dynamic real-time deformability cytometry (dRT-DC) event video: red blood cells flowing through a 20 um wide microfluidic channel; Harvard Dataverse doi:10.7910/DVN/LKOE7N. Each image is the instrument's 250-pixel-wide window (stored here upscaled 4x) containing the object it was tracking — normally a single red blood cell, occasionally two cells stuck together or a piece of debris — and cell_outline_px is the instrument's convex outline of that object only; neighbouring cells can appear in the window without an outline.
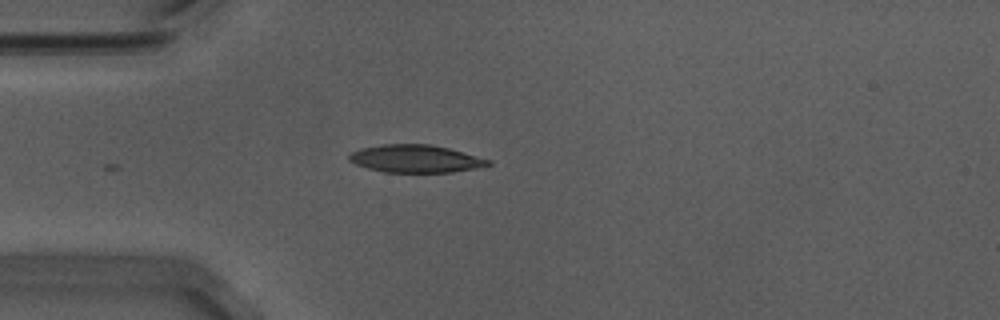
{"species": "Egyptian fruit bat (a non-hibernating species)", "species_latin": "Rousettus aegyptiacus", "temperature_condition": "warm", "stored_images_in_passage": 13, "camera_frame_rate_fps": 3000, "um_per_image_px": 0.085, "animal": {"sex": "male"}, "frame": {"image": 1, "passage_image": 1, "time_ms": 0.0, "image_size_px": [1000, 320], "cell_outline_px": [[492, 164], [476, 168], [452, 172], [384, 172], [368, 168], [356, 164], [348, 160], [348, 156], [352, 152], [360, 148], [384, 144], [432, 144], [448, 148], [492, 160]], "centroid_in_image_um": [35.33, 13.49], "position_along_channel_um": 49.7, "area_um2": 22.37}}
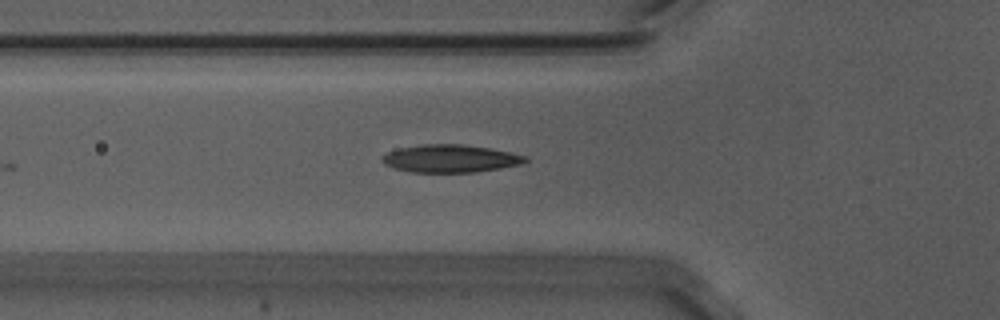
{"frame": {"image": 2, "passage_image": 5, "time_ms": 1.333, "image_size_px": [1000, 320], "cell_outline_px": [[528, 160], [520, 164], [500, 168], [476, 172], [408, 172], [392, 168], [384, 164], [380, 160], [388, 152], [400, 148], [424, 144], [464, 144], [488, 148], [528, 156]], "centroid_in_image_um": [38.25, 13.48], "position_along_channel_um": 87.5, "area_um2": 23.06}}